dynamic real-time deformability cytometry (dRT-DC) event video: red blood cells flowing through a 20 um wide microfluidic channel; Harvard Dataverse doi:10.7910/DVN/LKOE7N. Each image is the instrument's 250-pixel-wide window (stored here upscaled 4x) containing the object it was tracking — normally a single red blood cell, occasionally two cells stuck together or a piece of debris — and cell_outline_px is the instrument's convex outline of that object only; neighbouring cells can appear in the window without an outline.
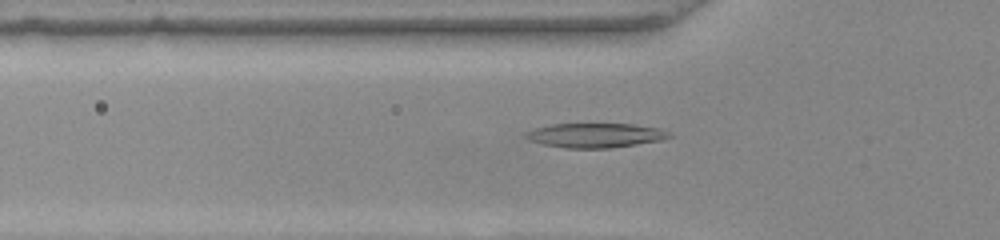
{"species": "common noctule bat (a hibernating species)", "species_latin": "Nyctalus noctula", "temperature_condition": "warm", "stored_images_in_passage": 50, "camera_frame_rate_fps": 3000, "um_per_image_px": 0.085, "animal": {"sex": "female", "body_mass_g": 22.0, "forearm_length_mm": 56.7}, "frame": {"image": 1, "passage_image": 16, "time_ms": 5.0, "image_size_px": [1000, 240], "cell_outline_px": [[672, 136], [664, 140], [612, 148], [564, 148], [544, 144], [528, 140], [524, 136], [528, 132], [536, 128], [552, 124], [632, 124], [660, 128], [668, 132]], "centroid_in_image_um": [50.65, 11.51], "position_along_channel_um": 75.2, "area_um2": 20.4}}
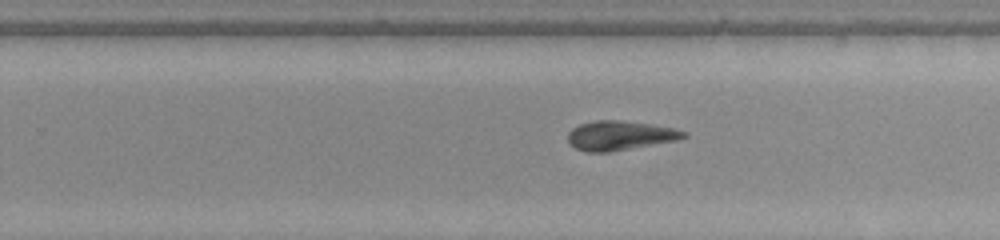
{"frame": {"image": 2, "passage_image": 31, "time_ms": 10.0, "image_size_px": [1000, 240], "cell_outline_px": [[688, 136], [676, 140], [608, 152], [588, 152], [576, 148], [568, 140], [568, 132], [572, 128], [580, 124], [596, 120], [620, 120], [652, 124], [676, 128], [684, 132]], "centroid_in_image_um": [52.69, 11.5], "position_along_channel_um": 277.1, "area_um2": 19.59}}
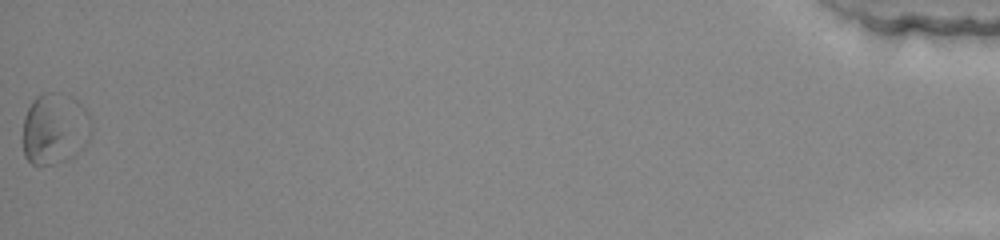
{"frame": {"image": 3, "passage_image": 50, "time_ms": 16.333, "image_size_px": [1000, 240], "cell_outline_px": [[92, 128], [88, 140], [84, 148], [68, 160], [60, 160], [64, 96], [68, 96], [76, 100], [88, 112], [92, 124]], "centroid_in_image_um": [6.31, 10.92], "position_along_channel_um": 428.9, "area_um2": 10.35}, "authors_computed_cell_mechanics": {"area_um2": 19.941, "velocity_mm_per_s": 4.0418, "shape_relaxation_time_tau1_ms": 4.2095, "shape_relaxation_time_tau2_ms": null, "deformation_change_tau1": 0.1515, "deformation_change_tau2": null}}